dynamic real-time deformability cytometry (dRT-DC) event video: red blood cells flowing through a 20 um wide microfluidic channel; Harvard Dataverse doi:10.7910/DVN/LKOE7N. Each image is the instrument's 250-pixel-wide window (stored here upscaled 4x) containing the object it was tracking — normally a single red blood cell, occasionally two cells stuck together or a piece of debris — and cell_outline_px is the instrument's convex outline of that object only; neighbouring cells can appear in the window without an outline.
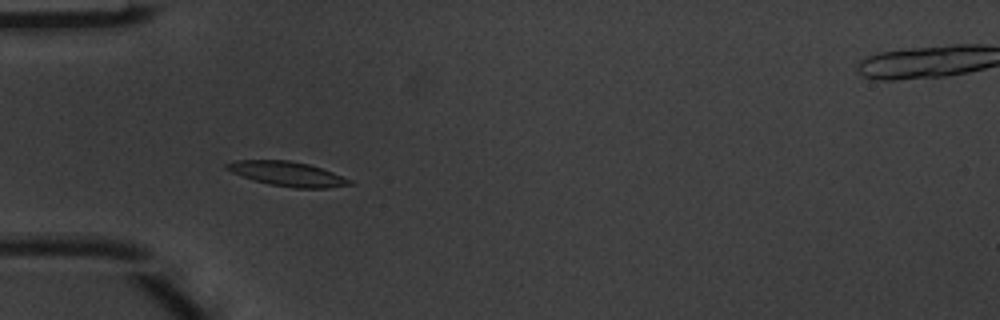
{"species": "common noctule bat (a hibernating species)", "species_latin": "Nyctalus noctula", "temperature_condition": "warm", "stored_images_in_passage": 5, "camera_frame_rate_fps": 3000, "um_per_image_px": 0.085, "animal": {"sex": "male", "body_mass_g": 20.1, "forearm_length_mm": 53.5}, "frame": {"image": 1, "passage_image": 4, "time_ms": 1.0, "image_size_px": [1000, 320], "cell_outline_px": [[356, 184], [328, 188], [296, 188], [268, 184], [232, 172], [224, 168], [224, 164], [236, 160], [288, 160], [308, 164], [332, 172], [352, 180]], "centroid_in_image_um": [24.46, 14.78], "position_along_channel_um": 60.5, "area_um2": 17.46}}